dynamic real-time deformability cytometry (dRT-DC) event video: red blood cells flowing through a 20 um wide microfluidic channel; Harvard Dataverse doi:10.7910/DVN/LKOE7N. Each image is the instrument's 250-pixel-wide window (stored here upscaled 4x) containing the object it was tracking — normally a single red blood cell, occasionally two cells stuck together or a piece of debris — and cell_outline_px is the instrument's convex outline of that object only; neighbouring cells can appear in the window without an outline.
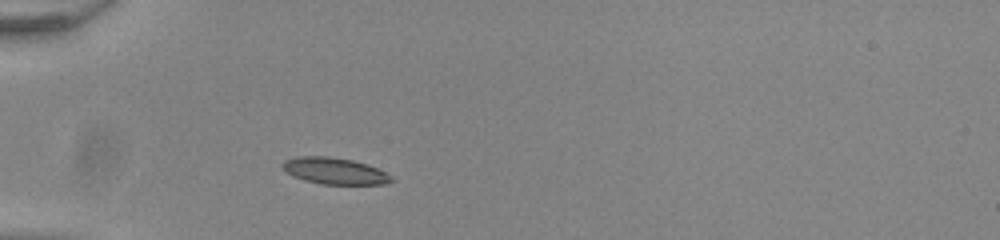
{"species": "common noctule bat (a hibernating species)", "species_latin": "Nyctalus noctula", "temperature_condition": "room temperature", "stored_images_in_passage": 37, "camera_frame_rate_fps": 3000, "um_per_image_px": 0.085, "animal": {"sex": "male", "body_mass_g": 20.0, "forearm_length_mm": 53.3}, "frame": {"image": 1, "passage_image": 1, "time_ms": 0.0, "image_size_px": [1000, 240], "cell_outline_px": [[396, 180], [388, 184], [324, 184], [304, 180], [292, 176], [284, 172], [280, 164], [284, 160], [296, 156], [328, 156], [352, 160], [368, 164], [384, 172]], "centroid_in_image_um": [28.4, 14.52], "position_along_channel_um": 56.6, "area_um2": 16.99}}
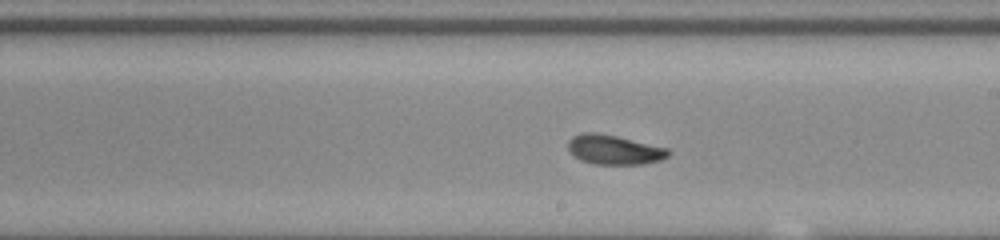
{"frame": {"image": 2, "passage_image": 16, "time_ms": 5.0, "image_size_px": [1000, 240], "cell_outline_px": [[672, 152], [668, 156], [660, 160], [640, 164], [596, 164], [580, 160], [572, 156], [568, 148], [568, 140], [572, 136], [580, 132], [596, 132], [616, 136], [668, 148]], "centroid_in_image_um": [52.16, 12.72], "position_along_channel_um": 236.8, "area_um2": 17.34}}
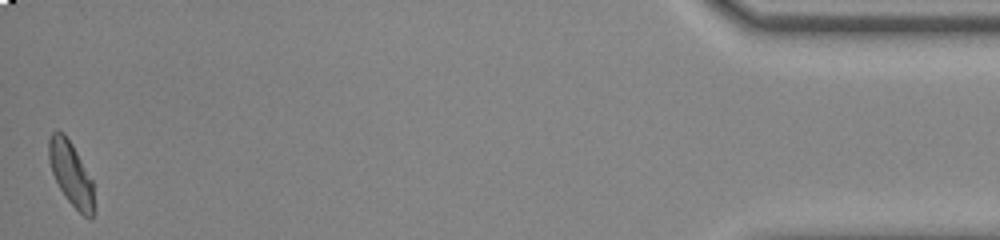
{"frame": {"image": 3, "passage_image": 37, "time_ms": 12.0, "image_size_px": [1000, 240], "cell_outline_px": [[92, 220], [84, 216], [64, 196], [52, 172], [48, 160], [48, 140], [52, 132], [56, 128], [64, 132], [72, 144], [92, 180]], "centroid_in_image_um": [5.98, 14.68], "position_along_channel_um": 429.2, "area_um2": 16.53}, "authors_computed_cell_mechanics": {"area_um2": 16.9932, "velocity_mm_per_s": 3.8895, "shape_relaxation_time_tau1_ms": 3.7678, "shape_relaxation_time_tau2_ms": 2.4589, "deformation_change_tau1": 0.1285, "deformation_change_tau2": 0.0751}}